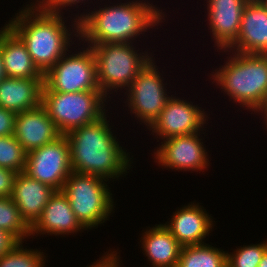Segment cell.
I'll return each instance as SVG.
<instances>
[{
    "mask_svg": "<svg viewBox=\"0 0 267 267\" xmlns=\"http://www.w3.org/2000/svg\"><path fill=\"white\" fill-rule=\"evenodd\" d=\"M110 4L80 15L75 13L79 20V44L134 43L140 34L145 36L150 28L166 21L161 7L148 0Z\"/></svg>",
    "mask_w": 267,
    "mask_h": 267,
    "instance_id": "cell-1",
    "label": "cell"
},
{
    "mask_svg": "<svg viewBox=\"0 0 267 267\" xmlns=\"http://www.w3.org/2000/svg\"><path fill=\"white\" fill-rule=\"evenodd\" d=\"M64 14L39 9L30 2L7 22V26L25 44L31 59L43 74L69 52V48H73L71 46L76 38L79 41L78 18L70 17L73 19L71 20L73 26L69 24L68 27L65 24L67 18H64Z\"/></svg>",
    "mask_w": 267,
    "mask_h": 267,
    "instance_id": "cell-2",
    "label": "cell"
},
{
    "mask_svg": "<svg viewBox=\"0 0 267 267\" xmlns=\"http://www.w3.org/2000/svg\"><path fill=\"white\" fill-rule=\"evenodd\" d=\"M107 115L105 113L98 120L74 129L65 136L70 146L73 171L111 181L129 173L127 170L133 168V157L130 158L129 152L120 146L116 134L113 135V126L109 124Z\"/></svg>",
    "mask_w": 267,
    "mask_h": 267,
    "instance_id": "cell-3",
    "label": "cell"
},
{
    "mask_svg": "<svg viewBox=\"0 0 267 267\" xmlns=\"http://www.w3.org/2000/svg\"><path fill=\"white\" fill-rule=\"evenodd\" d=\"M221 51L232 54L224 65L211 72L212 83L216 82L221 92L230 96L229 101L259 115L267 103V54Z\"/></svg>",
    "mask_w": 267,
    "mask_h": 267,
    "instance_id": "cell-4",
    "label": "cell"
},
{
    "mask_svg": "<svg viewBox=\"0 0 267 267\" xmlns=\"http://www.w3.org/2000/svg\"><path fill=\"white\" fill-rule=\"evenodd\" d=\"M133 44H87L95 57L99 89L106 97L108 95L109 99L110 94L119 92V89L126 90L139 72L154 58L150 52H140Z\"/></svg>",
    "mask_w": 267,
    "mask_h": 267,
    "instance_id": "cell-5",
    "label": "cell"
},
{
    "mask_svg": "<svg viewBox=\"0 0 267 267\" xmlns=\"http://www.w3.org/2000/svg\"><path fill=\"white\" fill-rule=\"evenodd\" d=\"M108 180L72 171L62 192L67 196L76 219L88 231L98 227L115 212Z\"/></svg>",
    "mask_w": 267,
    "mask_h": 267,
    "instance_id": "cell-6",
    "label": "cell"
},
{
    "mask_svg": "<svg viewBox=\"0 0 267 267\" xmlns=\"http://www.w3.org/2000/svg\"><path fill=\"white\" fill-rule=\"evenodd\" d=\"M108 101L101 91L61 93L42 90L41 94V105L61 135L101 118L108 111Z\"/></svg>",
    "mask_w": 267,
    "mask_h": 267,
    "instance_id": "cell-7",
    "label": "cell"
},
{
    "mask_svg": "<svg viewBox=\"0 0 267 267\" xmlns=\"http://www.w3.org/2000/svg\"><path fill=\"white\" fill-rule=\"evenodd\" d=\"M70 50L44 74L42 90L61 93L101 91L97 81L96 61L91 47Z\"/></svg>",
    "mask_w": 267,
    "mask_h": 267,
    "instance_id": "cell-8",
    "label": "cell"
},
{
    "mask_svg": "<svg viewBox=\"0 0 267 267\" xmlns=\"http://www.w3.org/2000/svg\"><path fill=\"white\" fill-rule=\"evenodd\" d=\"M158 69L154 57L139 72L124 93V97L127 95L123 103L127 104L126 107L128 106L131 116L134 114V117H137L140 124L146 125V128L159 116L171 97L165 87L167 81L164 83L163 74Z\"/></svg>",
    "mask_w": 267,
    "mask_h": 267,
    "instance_id": "cell-9",
    "label": "cell"
},
{
    "mask_svg": "<svg viewBox=\"0 0 267 267\" xmlns=\"http://www.w3.org/2000/svg\"><path fill=\"white\" fill-rule=\"evenodd\" d=\"M72 171L70 146L65 135L27 153L24 172L56 191H62Z\"/></svg>",
    "mask_w": 267,
    "mask_h": 267,
    "instance_id": "cell-10",
    "label": "cell"
},
{
    "mask_svg": "<svg viewBox=\"0 0 267 267\" xmlns=\"http://www.w3.org/2000/svg\"><path fill=\"white\" fill-rule=\"evenodd\" d=\"M202 132L173 136L164 139L154 150V162L168 170L192 171L199 173L208 170L209 154L204 147ZM200 137V138H199Z\"/></svg>",
    "mask_w": 267,
    "mask_h": 267,
    "instance_id": "cell-11",
    "label": "cell"
},
{
    "mask_svg": "<svg viewBox=\"0 0 267 267\" xmlns=\"http://www.w3.org/2000/svg\"><path fill=\"white\" fill-rule=\"evenodd\" d=\"M201 108L191 101L171 95L164 109L147 129L152 131V135L155 134L154 138L159 137L161 141L173 136L203 132L210 117Z\"/></svg>",
    "mask_w": 267,
    "mask_h": 267,
    "instance_id": "cell-12",
    "label": "cell"
},
{
    "mask_svg": "<svg viewBox=\"0 0 267 267\" xmlns=\"http://www.w3.org/2000/svg\"><path fill=\"white\" fill-rule=\"evenodd\" d=\"M246 0H207L208 25L215 49L225 50L236 39L241 27Z\"/></svg>",
    "mask_w": 267,
    "mask_h": 267,
    "instance_id": "cell-13",
    "label": "cell"
},
{
    "mask_svg": "<svg viewBox=\"0 0 267 267\" xmlns=\"http://www.w3.org/2000/svg\"><path fill=\"white\" fill-rule=\"evenodd\" d=\"M190 203L176 210L164 224L182 246L204 244L215 226L212 214L209 215L200 203Z\"/></svg>",
    "mask_w": 267,
    "mask_h": 267,
    "instance_id": "cell-14",
    "label": "cell"
},
{
    "mask_svg": "<svg viewBox=\"0 0 267 267\" xmlns=\"http://www.w3.org/2000/svg\"><path fill=\"white\" fill-rule=\"evenodd\" d=\"M86 229L76 219L67 196L62 191H55L47 202L40 217L30 227V236L77 234Z\"/></svg>",
    "mask_w": 267,
    "mask_h": 267,
    "instance_id": "cell-15",
    "label": "cell"
},
{
    "mask_svg": "<svg viewBox=\"0 0 267 267\" xmlns=\"http://www.w3.org/2000/svg\"><path fill=\"white\" fill-rule=\"evenodd\" d=\"M14 136L24 150L29 153L55 141L61 136V133L40 104L36 108L16 115Z\"/></svg>",
    "mask_w": 267,
    "mask_h": 267,
    "instance_id": "cell-16",
    "label": "cell"
},
{
    "mask_svg": "<svg viewBox=\"0 0 267 267\" xmlns=\"http://www.w3.org/2000/svg\"><path fill=\"white\" fill-rule=\"evenodd\" d=\"M227 50L243 54H267V11L259 1L247 2L237 39Z\"/></svg>",
    "mask_w": 267,
    "mask_h": 267,
    "instance_id": "cell-17",
    "label": "cell"
},
{
    "mask_svg": "<svg viewBox=\"0 0 267 267\" xmlns=\"http://www.w3.org/2000/svg\"><path fill=\"white\" fill-rule=\"evenodd\" d=\"M55 189L30 177L25 172L17 173L14 180L12 200L19 209L21 218L31 227L40 217Z\"/></svg>",
    "mask_w": 267,
    "mask_h": 267,
    "instance_id": "cell-18",
    "label": "cell"
},
{
    "mask_svg": "<svg viewBox=\"0 0 267 267\" xmlns=\"http://www.w3.org/2000/svg\"><path fill=\"white\" fill-rule=\"evenodd\" d=\"M143 231L140 245L152 267H177L183 246L164 223L149 226Z\"/></svg>",
    "mask_w": 267,
    "mask_h": 267,
    "instance_id": "cell-19",
    "label": "cell"
},
{
    "mask_svg": "<svg viewBox=\"0 0 267 267\" xmlns=\"http://www.w3.org/2000/svg\"><path fill=\"white\" fill-rule=\"evenodd\" d=\"M44 78H10L0 81V107L16 114L38 107Z\"/></svg>",
    "mask_w": 267,
    "mask_h": 267,
    "instance_id": "cell-20",
    "label": "cell"
},
{
    "mask_svg": "<svg viewBox=\"0 0 267 267\" xmlns=\"http://www.w3.org/2000/svg\"><path fill=\"white\" fill-rule=\"evenodd\" d=\"M0 53L6 77L44 78L22 40L7 26L0 34Z\"/></svg>",
    "mask_w": 267,
    "mask_h": 267,
    "instance_id": "cell-21",
    "label": "cell"
},
{
    "mask_svg": "<svg viewBox=\"0 0 267 267\" xmlns=\"http://www.w3.org/2000/svg\"><path fill=\"white\" fill-rule=\"evenodd\" d=\"M226 253L209 243L183 246L177 267H224Z\"/></svg>",
    "mask_w": 267,
    "mask_h": 267,
    "instance_id": "cell-22",
    "label": "cell"
},
{
    "mask_svg": "<svg viewBox=\"0 0 267 267\" xmlns=\"http://www.w3.org/2000/svg\"><path fill=\"white\" fill-rule=\"evenodd\" d=\"M0 229L13 234L20 242L31 239L30 227L21 218L11 197H0Z\"/></svg>",
    "mask_w": 267,
    "mask_h": 267,
    "instance_id": "cell-23",
    "label": "cell"
},
{
    "mask_svg": "<svg viewBox=\"0 0 267 267\" xmlns=\"http://www.w3.org/2000/svg\"><path fill=\"white\" fill-rule=\"evenodd\" d=\"M23 243L19 242L9 253L0 257V267H46V253L41 249H27Z\"/></svg>",
    "mask_w": 267,
    "mask_h": 267,
    "instance_id": "cell-24",
    "label": "cell"
},
{
    "mask_svg": "<svg viewBox=\"0 0 267 267\" xmlns=\"http://www.w3.org/2000/svg\"><path fill=\"white\" fill-rule=\"evenodd\" d=\"M27 152L13 135L0 137V167L24 172Z\"/></svg>",
    "mask_w": 267,
    "mask_h": 267,
    "instance_id": "cell-25",
    "label": "cell"
},
{
    "mask_svg": "<svg viewBox=\"0 0 267 267\" xmlns=\"http://www.w3.org/2000/svg\"><path fill=\"white\" fill-rule=\"evenodd\" d=\"M266 250L267 240L258 244L240 246L234 252L227 251L226 264L229 267H258Z\"/></svg>",
    "mask_w": 267,
    "mask_h": 267,
    "instance_id": "cell-26",
    "label": "cell"
},
{
    "mask_svg": "<svg viewBox=\"0 0 267 267\" xmlns=\"http://www.w3.org/2000/svg\"><path fill=\"white\" fill-rule=\"evenodd\" d=\"M36 1V2H35ZM33 3L42 10L49 11V12H54V13H59L63 14V9H67L66 7H76L78 8L80 5L78 3H83L84 5L90 0H35ZM92 1V0H91ZM65 7V8H64Z\"/></svg>",
    "mask_w": 267,
    "mask_h": 267,
    "instance_id": "cell-27",
    "label": "cell"
},
{
    "mask_svg": "<svg viewBox=\"0 0 267 267\" xmlns=\"http://www.w3.org/2000/svg\"><path fill=\"white\" fill-rule=\"evenodd\" d=\"M17 172L0 167V197H11Z\"/></svg>",
    "mask_w": 267,
    "mask_h": 267,
    "instance_id": "cell-28",
    "label": "cell"
},
{
    "mask_svg": "<svg viewBox=\"0 0 267 267\" xmlns=\"http://www.w3.org/2000/svg\"><path fill=\"white\" fill-rule=\"evenodd\" d=\"M16 115V113L0 107V137L14 134Z\"/></svg>",
    "mask_w": 267,
    "mask_h": 267,
    "instance_id": "cell-29",
    "label": "cell"
},
{
    "mask_svg": "<svg viewBox=\"0 0 267 267\" xmlns=\"http://www.w3.org/2000/svg\"><path fill=\"white\" fill-rule=\"evenodd\" d=\"M19 242L13 234L0 229V257L9 253Z\"/></svg>",
    "mask_w": 267,
    "mask_h": 267,
    "instance_id": "cell-30",
    "label": "cell"
},
{
    "mask_svg": "<svg viewBox=\"0 0 267 267\" xmlns=\"http://www.w3.org/2000/svg\"><path fill=\"white\" fill-rule=\"evenodd\" d=\"M120 256L116 251L105 252L103 256L99 257V259L107 266V267H120Z\"/></svg>",
    "mask_w": 267,
    "mask_h": 267,
    "instance_id": "cell-31",
    "label": "cell"
},
{
    "mask_svg": "<svg viewBox=\"0 0 267 267\" xmlns=\"http://www.w3.org/2000/svg\"><path fill=\"white\" fill-rule=\"evenodd\" d=\"M6 77V73L4 70V64H3V59L0 53V81Z\"/></svg>",
    "mask_w": 267,
    "mask_h": 267,
    "instance_id": "cell-32",
    "label": "cell"
},
{
    "mask_svg": "<svg viewBox=\"0 0 267 267\" xmlns=\"http://www.w3.org/2000/svg\"><path fill=\"white\" fill-rule=\"evenodd\" d=\"M258 267H267V250L263 254L262 259L260 263L258 264Z\"/></svg>",
    "mask_w": 267,
    "mask_h": 267,
    "instance_id": "cell-33",
    "label": "cell"
},
{
    "mask_svg": "<svg viewBox=\"0 0 267 267\" xmlns=\"http://www.w3.org/2000/svg\"><path fill=\"white\" fill-rule=\"evenodd\" d=\"M261 114V117L263 116L264 118H263V120H264V122L263 123H265L264 125H266L265 127L267 128V103H266V105H265V107L262 109V111L260 112Z\"/></svg>",
    "mask_w": 267,
    "mask_h": 267,
    "instance_id": "cell-34",
    "label": "cell"
},
{
    "mask_svg": "<svg viewBox=\"0 0 267 267\" xmlns=\"http://www.w3.org/2000/svg\"><path fill=\"white\" fill-rule=\"evenodd\" d=\"M86 267H107L100 259L93 262L92 265H87Z\"/></svg>",
    "mask_w": 267,
    "mask_h": 267,
    "instance_id": "cell-35",
    "label": "cell"
},
{
    "mask_svg": "<svg viewBox=\"0 0 267 267\" xmlns=\"http://www.w3.org/2000/svg\"><path fill=\"white\" fill-rule=\"evenodd\" d=\"M260 4L265 8L267 11V0H259Z\"/></svg>",
    "mask_w": 267,
    "mask_h": 267,
    "instance_id": "cell-36",
    "label": "cell"
},
{
    "mask_svg": "<svg viewBox=\"0 0 267 267\" xmlns=\"http://www.w3.org/2000/svg\"><path fill=\"white\" fill-rule=\"evenodd\" d=\"M7 27V24L5 23V25L1 28L0 30V34L2 33V31Z\"/></svg>",
    "mask_w": 267,
    "mask_h": 267,
    "instance_id": "cell-37",
    "label": "cell"
},
{
    "mask_svg": "<svg viewBox=\"0 0 267 267\" xmlns=\"http://www.w3.org/2000/svg\"><path fill=\"white\" fill-rule=\"evenodd\" d=\"M246 1H248V2H253V1H259V0H246Z\"/></svg>",
    "mask_w": 267,
    "mask_h": 267,
    "instance_id": "cell-38",
    "label": "cell"
}]
</instances>
